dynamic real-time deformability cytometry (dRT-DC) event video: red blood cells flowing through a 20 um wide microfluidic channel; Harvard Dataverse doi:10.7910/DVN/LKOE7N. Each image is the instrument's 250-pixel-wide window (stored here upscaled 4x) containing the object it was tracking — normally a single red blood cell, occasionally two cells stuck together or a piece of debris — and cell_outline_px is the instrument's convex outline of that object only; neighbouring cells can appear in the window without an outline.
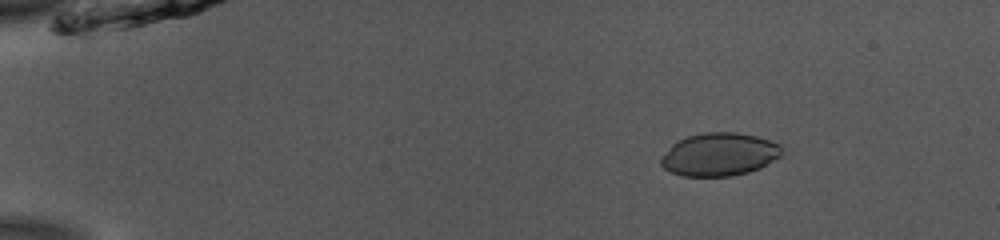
{"species": "common noctule bat (a hibernating species)", "species_latin": "Nyctalus noctula", "temperature_condition": "room temperature", "stored_images_in_passage": 52, "camera_frame_rate_fps": 3000, "um_per_image_px": 0.085, "animal": {"sex": "male", "body_mass_g": 13.0, "forearm_length_mm": 53.1}, "frame": {"image": 1, "passage_image": 8, "time_ms": 2.333, "image_size_px": [1000, 240], "cell_outline_px": [[788, 144], [784, 152], [780, 156], [760, 168], [748, 172], [732, 176], [684, 176], [672, 172], [664, 168], [660, 164], [660, 156], [672, 144], [688, 136], [704, 132], [736, 132], [756, 136]], "centroid_in_image_um": [61.21, 13.11], "position_along_channel_um": 23.8, "area_um2": 30.81}}
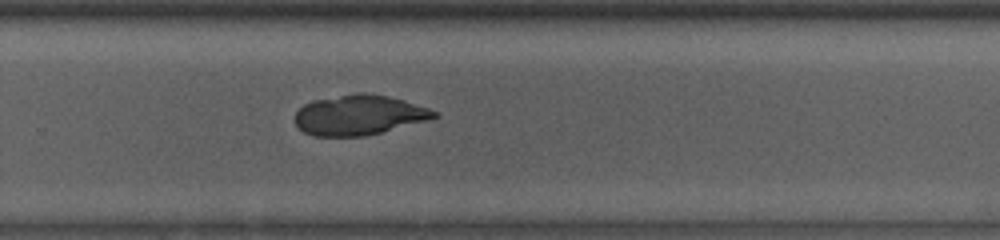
{"frame": {"image": 2, "passage_image": 36, "time_ms": 11.667, "image_size_px": [1000, 240], "cell_outline_px": [[440, 116], [380, 132], [364, 136], [312, 136], [304, 132], [296, 124], [296, 112], [304, 104], [312, 100], [356, 92], [364, 92], [388, 96], [404, 100], [428, 108], [436, 112]], "centroid_in_image_um": [30.48, 9.76], "position_along_channel_um": 299.3, "area_um2": 32.19}}